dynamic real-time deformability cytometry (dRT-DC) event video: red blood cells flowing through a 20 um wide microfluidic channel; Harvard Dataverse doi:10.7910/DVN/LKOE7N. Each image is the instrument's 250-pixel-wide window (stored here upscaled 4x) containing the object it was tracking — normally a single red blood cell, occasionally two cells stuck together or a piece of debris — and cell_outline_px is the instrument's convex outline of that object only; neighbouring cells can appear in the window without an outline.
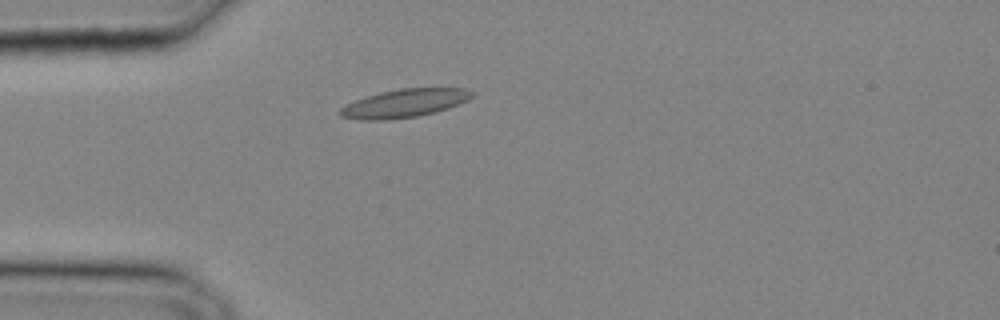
{"species": "common noctule bat (a hibernating species)", "species_latin": "Nyctalus noctula", "temperature_condition": "cold", "stored_images_in_passage": 5, "camera_frame_rate_fps": 3000, "um_per_image_px": 0.085, "animal": {"sex": "male", "body_mass_g": 20.4}, "frame": {"image": 1, "passage_image": 1, "time_ms": 0.0, "image_size_px": [1000, 320], "cell_outline_px": [[472, 96], [468, 100], [460, 104], [448, 108], [416, 116], [388, 120], [360, 120], [340, 116], [340, 108], [356, 100], [380, 92], [400, 88], [468, 88], [472, 92]], "centroid_in_image_um": [34.39, 8.77], "position_along_channel_um": 50.6, "area_um2": 21.5}}
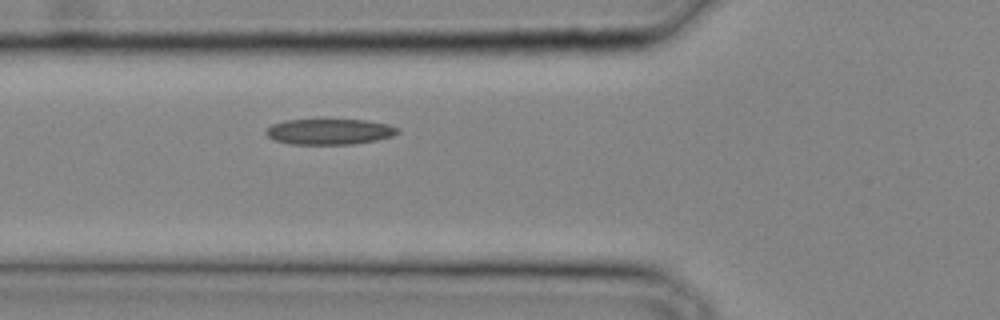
{"frame": {"image": 2, "passage_image": 4, "time_ms": 1.0, "image_size_px": [1000, 320], "cell_outline_px": [[400, 132], [392, 136], [376, 140], [352, 144], [292, 144], [276, 140], [268, 136], [264, 132], [272, 124], [284, 120], [316, 116], [328, 116], [368, 120], [388, 124], [400, 128]], "centroid_in_image_um": [28.01, 11.11], "position_along_channel_um": 97.8, "area_um2": 21.04}}